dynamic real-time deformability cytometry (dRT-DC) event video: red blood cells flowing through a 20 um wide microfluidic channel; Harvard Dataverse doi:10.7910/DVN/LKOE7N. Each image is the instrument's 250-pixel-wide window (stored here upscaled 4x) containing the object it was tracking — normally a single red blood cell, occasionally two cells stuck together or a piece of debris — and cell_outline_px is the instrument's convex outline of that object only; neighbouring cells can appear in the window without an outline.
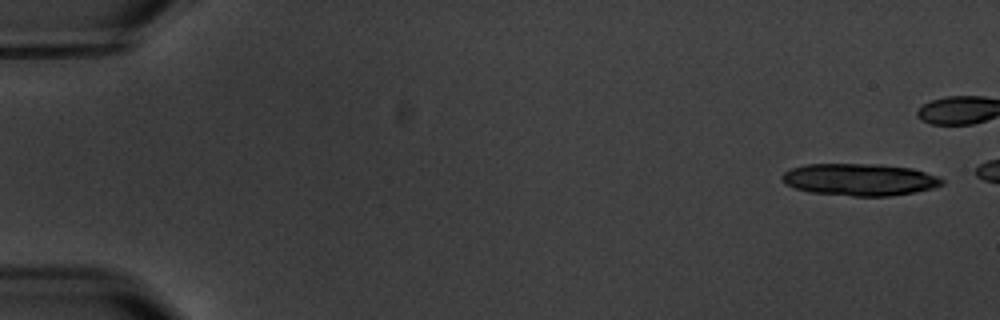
{"species": "common noctule bat (a hibernating species)", "species_latin": "Nyctalus noctula", "temperature_condition": "warm", "stored_images_in_passage": 4, "camera_frame_rate_fps": 3000, "um_per_image_px": 0.085, "animal": {"sex": "male", "body_mass_g": 20.1, "forearm_length_mm": 53.5}, "frame": {"image": 1, "passage_image": 1, "time_ms": 0.0, "image_size_px": [1000, 320], "cell_outline_px": [[944, 184], [932, 188], [916, 192], [888, 196], [852, 196], [812, 192], [796, 188], [784, 184], [780, 176], [784, 172], [792, 168], [804, 164], [880, 164], [912, 168], [936, 176], [944, 180]], "centroid_in_image_um": [73.05, 15.26], "position_along_channel_um": 11.9, "area_um2": 29.88}}